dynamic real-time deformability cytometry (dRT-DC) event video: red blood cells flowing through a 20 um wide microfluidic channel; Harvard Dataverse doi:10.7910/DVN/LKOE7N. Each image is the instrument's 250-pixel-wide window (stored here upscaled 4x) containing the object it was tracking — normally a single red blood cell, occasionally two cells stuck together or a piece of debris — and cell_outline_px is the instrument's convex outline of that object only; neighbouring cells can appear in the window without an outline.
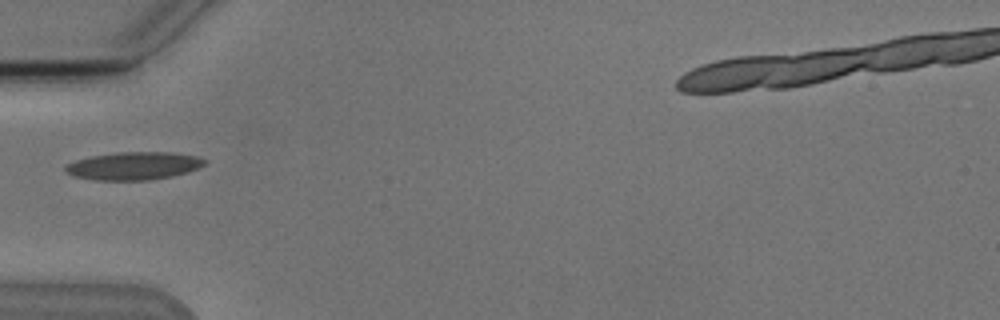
{"species": "Egyptian fruit bat (a non-hibernating species)", "species_latin": "Rousettus aegyptiacus", "temperature_condition": "cold", "stored_images_in_passage": 6, "camera_frame_rate_fps": 3000, "um_per_image_px": 0.085, "animal": {"sex": "male"}, "frame": {"image": 1, "passage_image": 5, "time_ms": 4.667, "image_size_px": [1000, 320], "cell_outline_px": [[208, 160], [204, 164], [188, 172], [172, 176], [148, 180], [96, 180], [72, 176], [64, 172], [64, 164], [76, 160], [92, 156], [116, 152], [172, 152], [196, 156]], "centroid_in_image_um": [11.32, 14.1], "position_along_channel_um": 73.7, "area_um2": 22.72}}